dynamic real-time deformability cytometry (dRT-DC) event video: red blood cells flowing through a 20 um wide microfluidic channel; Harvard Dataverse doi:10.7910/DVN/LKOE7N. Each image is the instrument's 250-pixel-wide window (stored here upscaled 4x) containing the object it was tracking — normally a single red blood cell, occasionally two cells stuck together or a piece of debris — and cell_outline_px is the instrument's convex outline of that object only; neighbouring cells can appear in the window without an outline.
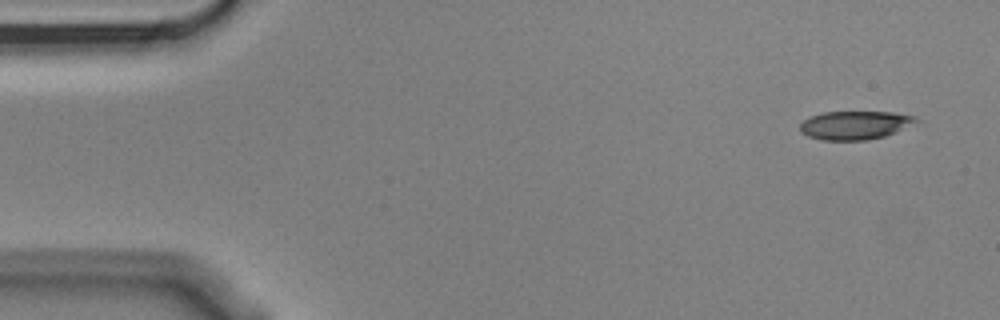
{"species": "Egyptian fruit bat (a non-hibernating species)", "species_latin": "Rousettus aegyptiacus", "temperature_condition": "cold", "stored_images_in_passage": 5, "camera_frame_rate_fps": 3000, "um_per_image_px": 0.085, "animal": {"sex": "male"}, "frame": {"image": 1, "passage_image": 1, "time_ms": 0.0, "image_size_px": [1000, 320], "cell_outline_px": [[920, 120], [896, 132], [884, 136], [864, 140], [824, 140], [808, 136], [800, 132], [800, 124], [804, 120], [812, 116], [824, 112], [892, 112], [916, 116]], "centroid_in_image_um": [72.68, 10.63], "position_along_channel_um": 12.3, "area_um2": 19.13}}
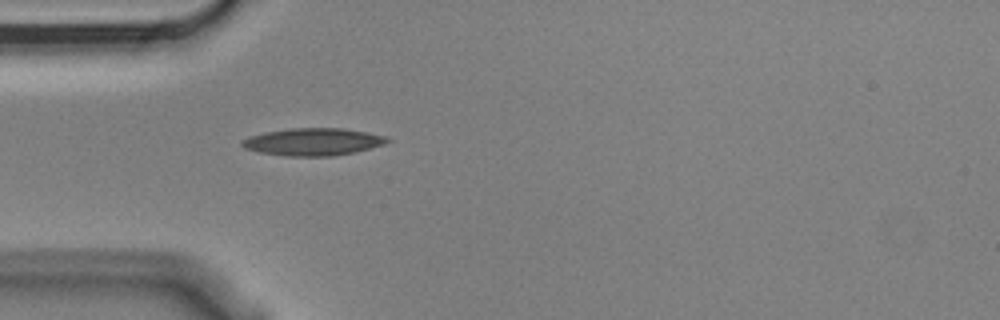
{"frame": {"image": 2, "passage_image": 5, "time_ms": 1.333, "image_size_px": [1000, 320], "cell_outline_px": [[392, 140], [384, 144], [352, 152], [332, 156], [288, 156], [260, 152], [244, 148], [240, 144], [248, 136], [264, 132], [288, 128], [344, 128], [368, 132], [388, 136]], "centroid_in_image_um": [26.62, 12.04], "position_along_channel_um": 58.4, "area_um2": 23.18}}